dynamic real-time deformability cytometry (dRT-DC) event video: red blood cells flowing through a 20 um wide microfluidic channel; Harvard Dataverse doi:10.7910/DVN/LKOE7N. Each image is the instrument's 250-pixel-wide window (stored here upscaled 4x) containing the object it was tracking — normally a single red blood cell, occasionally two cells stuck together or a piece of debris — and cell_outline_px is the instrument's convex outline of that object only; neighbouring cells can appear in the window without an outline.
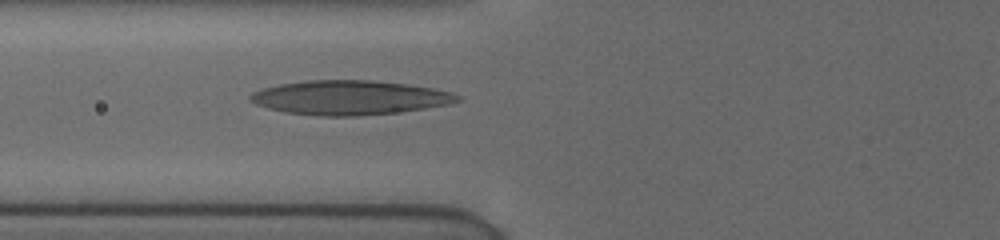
{"species": "human", "species_latin": "Homo sapiens", "temperature_condition": "cold", "stored_images_in_passage": 12, "camera_frame_rate_fps": 3000, "um_per_image_px": 0.085, "donor": {"sex": "female"}, "frame": {"image": 1, "passage_image": 12, "time_ms": 6.333, "image_size_px": [1000, 240], "cell_outline_px": [[460, 100], [448, 104], [424, 108], [392, 112], [356, 116], [320, 116], [288, 112], [268, 108], [256, 104], [248, 100], [248, 96], [252, 92], [264, 88], [280, 84], [308, 80], [368, 80], [404, 84], [432, 88], [452, 92], [460, 96]], "centroid_in_image_um": [29.67, 8.29], "position_along_channel_um": 96.1, "area_um2": 40.92}}